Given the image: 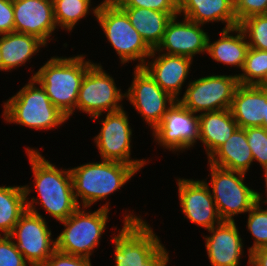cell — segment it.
<instances>
[{"label": "cell", "mask_w": 267, "mask_h": 266, "mask_svg": "<svg viewBox=\"0 0 267 266\" xmlns=\"http://www.w3.org/2000/svg\"><path fill=\"white\" fill-rule=\"evenodd\" d=\"M242 71L237 75L239 84L267 86V51L250 47Z\"/></svg>", "instance_id": "28"}, {"label": "cell", "mask_w": 267, "mask_h": 266, "mask_svg": "<svg viewBox=\"0 0 267 266\" xmlns=\"http://www.w3.org/2000/svg\"><path fill=\"white\" fill-rule=\"evenodd\" d=\"M84 61L83 55L52 57L32 76L44 88L52 104L68 118L76 108L83 77L94 64Z\"/></svg>", "instance_id": "1"}, {"label": "cell", "mask_w": 267, "mask_h": 266, "mask_svg": "<svg viewBox=\"0 0 267 266\" xmlns=\"http://www.w3.org/2000/svg\"><path fill=\"white\" fill-rule=\"evenodd\" d=\"M137 171L134 166L110 160L87 163L70 169L78 206L80 207L78 197H81L83 208L106 199L109 194L128 182Z\"/></svg>", "instance_id": "4"}, {"label": "cell", "mask_w": 267, "mask_h": 266, "mask_svg": "<svg viewBox=\"0 0 267 266\" xmlns=\"http://www.w3.org/2000/svg\"><path fill=\"white\" fill-rule=\"evenodd\" d=\"M125 97L153 130L167 113V102L172 105L176 101L143 68H135L134 80Z\"/></svg>", "instance_id": "13"}, {"label": "cell", "mask_w": 267, "mask_h": 266, "mask_svg": "<svg viewBox=\"0 0 267 266\" xmlns=\"http://www.w3.org/2000/svg\"><path fill=\"white\" fill-rule=\"evenodd\" d=\"M91 0H53L54 17L57 26L69 31L90 10Z\"/></svg>", "instance_id": "29"}, {"label": "cell", "mask_w": 267, "mask_h": 266, "mask_svg": "<svg viewBox=\"0 0 267 266\" xmlns=\"http://www.w3.org/2000/svg\"><path fill=\"white\" fill-rule=\"evenodd\" d=\"M260 201L261 196L257 192V203L248 211L247 228L255 238L253 246L248 249L249 254L267 247V208L261 209Z\"/></svg>", "instance_id": "30"}, {"label": "cell", "mask_w": 267, "mask_h": 266, "mask_svg": "<svg viewBox=\"0 0 267 266\" xmlns=\"http://www.w3.org/2000/svg\"><path fill=\"white\" fill-rule=\"evenodd\" d=\"M194 114L176 100L153 130L158 144L173 151L193 146L199 139V116Z\"/></svg>", "instance_id": "14"}, {"label": "cell", "mask_w": 267, "mask_h": 266, "mask_svg": "<svg viewBox=\"0 0 267 266\" xmlns=\"http://www.w3.org/2000/svg\"><path fill=\"white\" fill-rule=\"evenodd\" d=\"M14 32L13 0H0V35Z\"/></svg>", "instance_id": "37"}, {"label": "cell", "mask_w": 267, "mask_h": 266, "mask_svg": "<svg viewBox=\"0 0 267 266\" xmlns=\"http://www.w3.org/2000/svg\"><path fill=\"white\" fill-rule=\"evenodd\" d=\"M112 241L115 244V266H166L169 261L160 239L135 215H125L124 226Z\"/></svg>", "instance_id": "2"}, {"label": "cell", "mask_w": 267, "mask_h": 266, "mask_svg": "<svg viewBox=\"0 0 267 266\" xmlns=\"http://www.w3.org/2000/svg\"><path fill=\"white\" fill-rule=\"evenodd\" d=\"M234 10L239 24L250 16L267 14V0H234Z\"/></svg>", "instance_id": "35"}, {"label": "cell", "mask_w": 267, "mask_h": 266, "mask_svg": "<svg viewBox=\"0 0 267 266\" xmlns=\"http://www.w3.org/2000/svg\"><path fill=\"white\" fill-rule=\"evenodd\" d=\"M96 19L100 23L108 41L114 47L121 63L130 60H140L136 68H142L146 57L152 49L146 44L138 31L132 26L127 14L112 0H104L93 9Z\"/></svg>", "instance_id": "6"}, {"label": "cell", "mask_w": 267, "mask_h": 266, "mask_svg": "<svg viewBox=\"0 0 267 266\" xmlns=\"http://www.w3.org/2000/svg\"><path fill=\"white\" fill-rule=\"evenodd\" d=\"M153 60L150 64L145 63L142 68L165 92L178 100L177 96L188 76L192 58L163 53Z\"/></svg>", "instance_id": "19"}, {"label": "cell", "mask_w": 267, "mask_h": 266, "mask_svg": "<svg viewBox=\"0 0 267 266\" xmlns=\"http://www.w3.org/2000/svg\"><path fill=\"white\" fill-rule=\"evenodd\" d=\"M263 124L262 127H264L267 130V102L264 103V115H263Z\"/></svg>", "instance_id": "39"}, {"label": "cell", "mask_w": 267, "mask_h": 266, "mask_svg": "<svg viewBox=\"0 0 267 266\" xmlns=\"http://www.w3.org/2000/svg\"><path fill=\"white\" fill-rule=\"evenodd\" d=\"M12 240L9 235L2 237L0 234V266H27L24 256Z\"/></svg>", "instance_id": "33"}, {"label": "cell", "mask_w": 267, "mask_h": 266, "mask_svg": "<svg viewBox=\"0 0 267 266\" xmlns=\"http://www.w3.org/2000/svg\"><path fill=\"white\" fill-rule=\"evenodd\" d=\"M253 161L246 131L238 127L231 137L209 157L208 162L223 169L246 174Z\"/></svg>", "instance_id": "22"}, {"label": "cell", "mask_w": 267, "mask_h": 266, "mask_svg": "<svg viewBox=\"0 0 267 266\" xmlns=\"http://www.w3.org/2000/svg\"><path fill=\"white\" fill-rule=\"evenodd\" d=\"M118 7L147 8L160 12H178L177 0H112Z\"/></svg>", "instance_id": "34"}, {"label": "cell", "mask_w": 267, "mask_h": 266, "mask_svg": "<svg viewBox=\"0 0 267 266\" xmlns=\"http://www.w3.org/2000/svg\"><path fill=\"white\" fill-rule=\"evenodd\" d=\"M177 184L182 212L192 223L209 230L222 222L208 183L179 178Z\"/></svg>", "instance_id": "16"}, {"label": "cell", "mask_w": 267, "mask_h": 266, "mask_svg": "<svg viewBox=\"0 0 267 266\" xmlns=\"http://www.w3.org/2000/svg\"><path fill=\"white\" fill-rule=\"evenodd\" d=\"M266 102L267 86L239 84L230 108L238 127L262 126Z\"/></svg>", "instance_id": "20"}, {"label": "cell", "mask_w": 267, "mask_h": 266, "mask_svg": "<svg viewBox=\"0 0 267 266\" xmlns=\"http://www.w3.org/2000/svg\"><path fill=\"white\" fill-rule=\"evenodd\" d=\"M248 264L251 266H267V247L257 249L250 253Z\"/></svg>", "instance_id": "38"}, {"label": "cell", "mask_w": 267, "mask_h": 266, "mask_svg": "<svg viewBox=\"0 0 267 266\" xmlns=\"http://www.w3.org/2000/svg\"><path fill=\"white\" fill-rule=\"evenodd\" d=\"M43 266H91L89 258L55 250Z\"/></svg>", "instance_id": "36"}, {"label": "cell", "mask_w": 267, "mask_h": 266, "mask_svg": "<svg viewBox=\"0 0 267 266\" xmlns=\"http://www.w3.org/2000/svg\"><path fill=\"white\" fill-rule=\"evenodd\" d=\"M24 186L0 187V231L10 235L20 216L26 211Z\"/></svg>", "instance_id": "27"}, {"label": "cell", "mask_w": 267, "mask_h": 266, "mask_svg": "<svg viewBox=\"0 0 267 266\" xmlns=\"http://www.w3.org/2000/svg\"><path fill=\"white\" fill-rule=\"evenodd\" d=\"M209 165L217 212L222 221L233 222V216L248 212L257 203V192L244 184V173Z\"/></svg>", "instance_id": "9"}, {"label": "cell", "mask_w": 267, "mask_h": 266, "mask_svg": "<svg viewBox=\"0 0 267 266\" xmlns=\"http://www.w3.org/2000/svg\"><path fill=\"white\" fill-rule=\"evenodd\" d=\"M120 8L127 14L132 26L152 50L160 44L168 22L172 17L179 15L178 12H160L140 7Z\"/></svg>", "instance_id": "24"}, {"label": "cell", "mask_w": 267, "mask_h": 266, "mask_svg": "<svg viewBox=\"0 0 267 266\" xmlns=\"http://www.w3.org/2000/svg\"><path fill=\"white\" fill-rule=\"evenodd\" d=\"M178 14L200 25L223 21L226 28L238 26L234 0H177Z\"/></svg>", "instance_id": "21"}, {"label": "cell", "mask_w": 267, "mask_h": 266, "mask_svg": "<svg viewBox=\"0 0 267 266\" xmlns=\"http://www.w3.org/2000/svg\"><path fill=\"white\" fill-rule=\"evenodd\" d=\"M14 32L34 35L45 44L56 29L53 0H13Z\"/></svg>", "instance_id": "17"}, {"label": "cell", "mask_w": 267, "mask_h": 266, "mask_svg": "<svg viewBox=\"0 0 267 266\" xmlns=\"http://www.w3.org/2000/svg\"><path fill=\"white\" fill-rule=\"evenodd\" d=\"M177 15L168 22L163 38L149 57L156 52L167 50V55L186 56L193 58L195 54L207 51L208 35L200 28V24L184 18L176 22Z\"/></svg>", "instance_id": "15"}, {"label": "cell", "mask_w": 267, "mask_h": 266, "mask_svg": "<svg viewBox=\"0 0 267 266\" xmlns=\"http://www.w3.org/2000/svg\"><path fill=\"white\" fill-rule=\"evenodd\" d=\"M32 166L35 188L42 207L58 221L66 220L78 208L74 197L70 170H60L46 160L37 150L27 148Z\"/></svg>", "instance_id": "3"}, {"label": "cell", "mask_w": 267, "mask_h": 266, "mask_svg": "<svg viewBox=\"0 0 267 266\" xmlns=\"http://www.w3.org/2000/svg\"><path fill=\"white\" fill-rule=\"evenodd\" d=\"M238 85L237 74L202 77L190 82L178 101L193 113L230 109Z\"/></svg>", "instance_id": "10"}, {"label": "cell", "mask_w": 267, "mask_h": 266, "mask_svg": "<svg viewBox=\"0 0 267 266\" xmlns=\"http://www.w3.org/2000/svg\"><path fill=\"white\" fill-rule=\"evenodd\" d=\"M265 172V183H266V191H267V167L264 168L263 170ZM263 203H267V200H265Z\"/></svg>", "instance_id": "40"}, {"label": "cell", "mask_w": 267, "mask_h": 266, "mask_svg": "<svg viewBox=\"0 0 267 266\" xmlns=\"http://www.w3.org/2000/svg\"><path fill=\"white\" fill-rule=\"evenodd\" d=\"M117 89L114 79L103 71L101 65L93 64L83 77L76 103V109L98 118L103 111L121 110L119 101L125 94Z\"/></svg>", "instance_id": "11"}, {"label": "cell", "mask_w": 267, "mask_h": 266, "mask_svg": "<svg viewBox=\"0 0 267 266\" xmlns=\"http://www.w3.org/2000/svg\"><path fill=\"white\" fill-rule=\"evenodd\" d=\"M0 70H11L26 63L46 44L34 35L11 32L0 35Z\"/></svg>", "instance_id": "25"}, {"label": "cell", "mask_w": 267, "mask_h": 266, "mask_svg": "<svg viewBox=\"0 0 267 266\" xmlns=\"http://www.w3.org/2000/svg\"><path fill=\"white\" fill-rule=\"evenodd\" d=\"M26 192V211L20 216L9 235L15 242L17 249L31 266H43L47 259L56 250V241L52 240L51 230L48 229L46 220L40 215L33 205L38 198L27 196L31 189L24 186ZM28 201V202H27Z\"/></svg>", "instance_id": "8"}, {"label": "cell", "mask_w": 267, "mask_h": 266, "mask_svg": "<svg viewBox=\"0 0 267 266\" xmlns=\"http://www.w3.org/2000/svg\"><path fill=\"white\" fill-rule=\"evenodd\" d=\"M101 122V131L94 141L102 160L122 162L134 166L137 170L141 169L145 165V160L130 159L132 130L123 108L107 112L104 121Z\"/></svg>", "instance_id": "12"}, {"label": "cell", "mask_w": 267, "mask_h": 266, "mask_svg": "<svg viewBox=\"0 0 267 266\" xmlns=\"http://www.w3.org/2000/svg\"><path fill=\"white\" fill-rule=\"evenodd\" d=\"M234 31L238 33L236 36L229 34ZM220 34L221 38L214 43H210L208 37L207 53L217 62L242 69L250 48L248 41H245L247 36L239 26L224 28Z\"/></svg>", "instance_id": "26"}, {"label": "cell", "mask_w": 267, "mask_h": 266, "mask_svg": "<svg viewBox=\"0 0 267 266\" xmlns=\"http://www.w3.org/2000/svg\"><path fill=\"white\" fill-rule=\"evenodd\" d=\"M199 116V140L207 147L208 158L238 128L230 109L203 112Z\"/></svg>", "instance_id": "23"}, {"label": "cell", "mask_w": 267, "mask_h": 266, "mask_svg": "<svg viewBox=\"0 0 267 266\" xmlns=\"http://www.w3.org/2000/svg\"><path fill=\"white\" fill-rule=\"evenodd\" d=\"M238 26L248 35L251 48L267 51V14L253 15L242 20Z\"/></svg>", "instance_id": "31"}, {"label": "cell", "mask_w": 267, "mask_h": 266, "mask_svg": "<svg viewBox=\"0 0 267 266\" xmlns=\"http://www.w3.org/2000/svg\"><path fill=\"white\" fill-rule=\"evenodd\" d=\"M32 77L27 85L4 103V119L34 129H52L68 117L55 107L44 88Z\"/></svg>", "instance_id": "5"}, {"label": "cell", "mask_w": 267, "mask_h": 266, "mask_svg": "<svg viewBox=\"0 0 267 266\" xmlns=\"http://www.w3.org/2000/svg\"><path fill=\"white\" fill-rule=\"evenodd\" d=\"M253 160L267 167V130L262 126L244 128Z\"/></svg>", "instance_id": "32"}, {"label": "cell", "mask_w": 267, "mask_h": 266, "mask_svg": "<svg viewBox=\"0 0 267 266\" xmlns=\"http://www.w3.org/2000/svg\"><path fill=\"white\" fill-rule=\"evenodd\" d=\"M108 212L107 203L93 213H86L79 207L66 220L61 221L65 229L55 239L56 250L90 259L106 228Z\"/></svg>", "instance_id": "7"}, {"label": "cell", "mask_w": 267, "mask_h": 266, "mask_svg": "<svg viewBox=\"0 0 267 266\" xmlns=\"http://www.w3.org/2000/svg\"><path fill=\"white\" fill-rule=\"evenodd\" d=\"M206 249L212 266H239L243 243L235 221H222L208 230Z\"/></svg>", "instance_id": "18"}]
</instances>
